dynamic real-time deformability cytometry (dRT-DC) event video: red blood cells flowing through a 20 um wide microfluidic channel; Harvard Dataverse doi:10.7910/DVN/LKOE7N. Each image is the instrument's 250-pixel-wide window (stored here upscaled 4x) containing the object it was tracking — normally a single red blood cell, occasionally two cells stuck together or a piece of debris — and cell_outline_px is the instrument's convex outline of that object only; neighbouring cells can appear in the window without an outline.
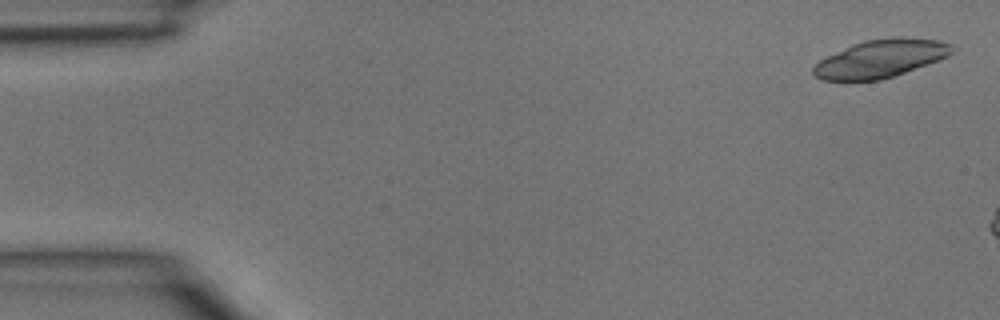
{"species": "common noctule bat (a hibernating species)", "species_latin": "Nyctalus noctula", "temperature_condition": "room temperature", "stored_images_in_passage": 8, "camera_frame_rate_fps": 3000, "um_per_image_px": 0.085, "animal": {"sex": "male", "body_mass_g": 15.6}, "frame": {"image": 1, "passage_image": 2, "time_ms": 0.333, "image_size_px": [1000, 320], "cell_outline_px": [[952, 52], [948, 56], [928, 64], [880, 80], [820, 80], [812, 72], [812, 68], [820, 60], [852, 44], [864, 40], [892, 36], [900, 36], [940, 40], [952, 44]], "centroid_in_image_um": [74.86, 4.96], "position_along_channel_um": 10.1, "area_um2": 30.52}}